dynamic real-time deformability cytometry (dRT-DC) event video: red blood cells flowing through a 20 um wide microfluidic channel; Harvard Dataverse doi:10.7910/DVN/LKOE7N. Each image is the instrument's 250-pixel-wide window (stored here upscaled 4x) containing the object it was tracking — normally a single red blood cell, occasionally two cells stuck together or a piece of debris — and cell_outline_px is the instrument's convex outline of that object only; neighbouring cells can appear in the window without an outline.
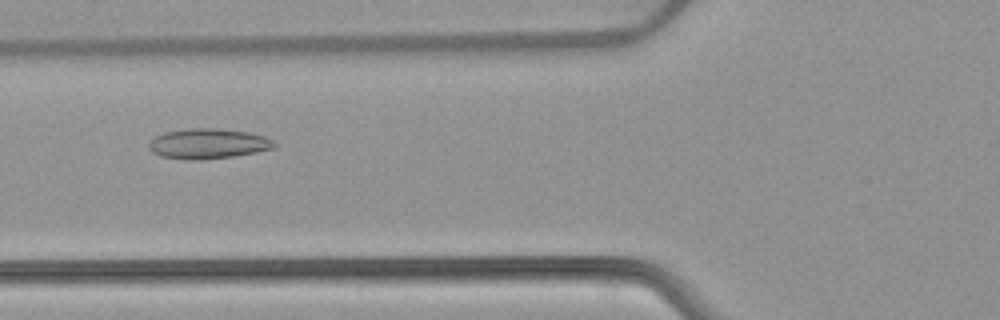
{"species": "common noctule bat (a hibernating species)", "species_latin": "Nyctalus noctula", "temperature_condition": "warm", "stored_images_in_passage": 53, "camera_frame_rate_fps": 3000, "um_per_image_px": 0.085, "animal": {"sex": "female", "body_mass_g": 22.7, "forearm_length_mm": 54.2}, "frame": {"image": 1, "passage_image": 21, "time_ms": 6.667, "image_size_px": [1000, 320], "cell_outline_px": [[276, 144], [272, 148], [256, 152], [232, 156], [200, 160], [192, 160], [160, 156], [152, 152], [148, 148], [148, 144], [156, 136], [164, 132], [192, 128], [216, 128], [248, 132], [264, 136], [272, 140]], "centroid_in_image_um": [17.66, 12.21], "position_along_channel_um": 108.1, "area_um2": 21.85}}
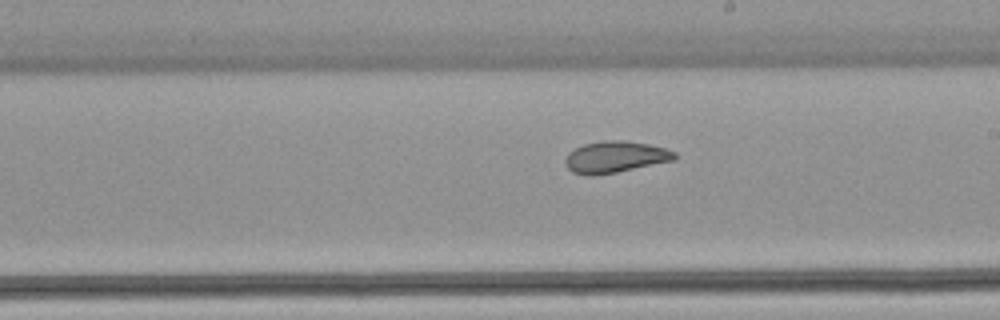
{"frame": {"image": 2, "passage_image": 31, "time_ms": 10.0, "image_size_px": [1000, 320], "cell_outline_px": [[676, 160], [616, 172], [592, 176], [584, 176], [572, 172], [564, 164], [564, 160], [568, 152], [584, 144], [604, 140], [624, 140], [648, 144], [664, 148], [676, 152]], "centroid_in_image_um": [52.27, 13.35], "position_along_channel_um": 236.7, "area_um2": 20.23}}
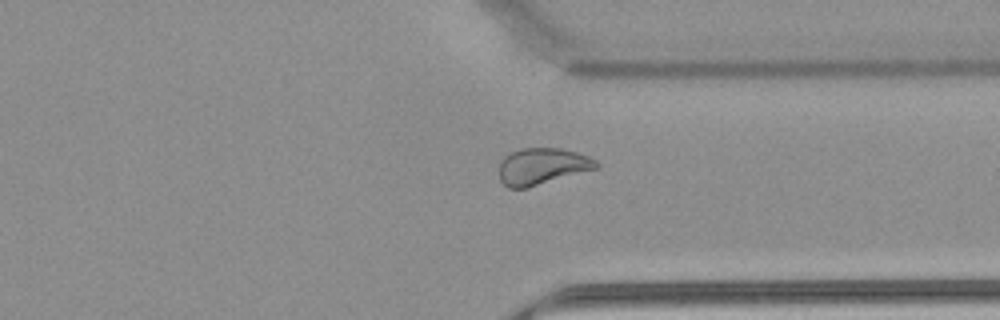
{"frame": {"image": 3, "passage_image": 41, "time_ms": 13.333, "image_size_px": [1000, 320], "cell_outline_px": [[600, 164], [596, 168], [528, 188], [508, 188], [500, 180], [500, 160], [508, 152], [520, 148], [560, 148], [576, 152], [588, 156], [596, 160]], "centroid_in_image_um": [46.05, 14.13], "position_along_channel_um": 365.4, "area_um2": 20.75}, "authors_computed_cell_mechanics": {"area_um2": 24.276, "velocity_mm_per_s": 3.8566, "shape_relaxation_time_tau1_ms": null, "shape_relaxation_time_tau2_ms": 1.8549, "deformation_change_tau1": null, "deformation_change_tau2": 0.0658}}